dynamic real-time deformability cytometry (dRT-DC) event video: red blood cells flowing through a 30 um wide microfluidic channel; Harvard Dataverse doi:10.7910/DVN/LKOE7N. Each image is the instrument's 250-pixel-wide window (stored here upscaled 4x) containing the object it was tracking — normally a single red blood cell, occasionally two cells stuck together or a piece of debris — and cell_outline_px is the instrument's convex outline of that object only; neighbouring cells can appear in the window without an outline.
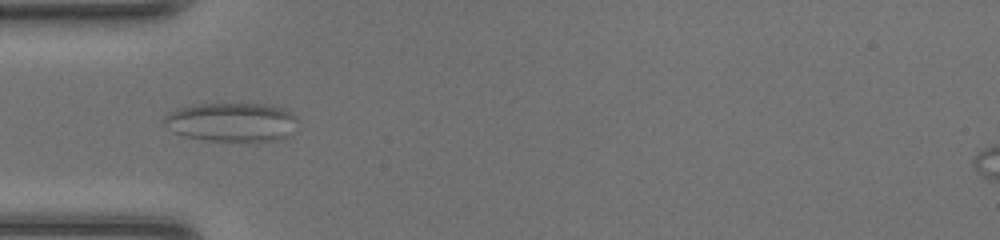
{"species": "common noctule bat (a hibernating species)", "species_latin": "Nyctalus noctula", "temperature_condition": "room temperature", "stored_images_in_passage": 47, "camera_frame_rate_fps": 3000, "um_per_image_px": 0.085, "animal": {"sex": "female", "body_mass_g": 20.0, "forearm_length_mm": 54.0}, "frame": {"image": 1, "passage_image": 12, "time_ms": 3.667, "image_size_px": [1000, 240], "cell_outline_px": [[296, 120], [284, 136], [276, 140], [256, 144], [204, 140], [184, 136], [172, 132], [160, 120], [168, 112], [176, 108], [192, 104], [272, 104], [284, 108], [292, 112], [296, 116]], "centroid_in_image_um": [19.61, 10.4], "position_along_channel_um": 65.4, "area_um2": 31.15}}
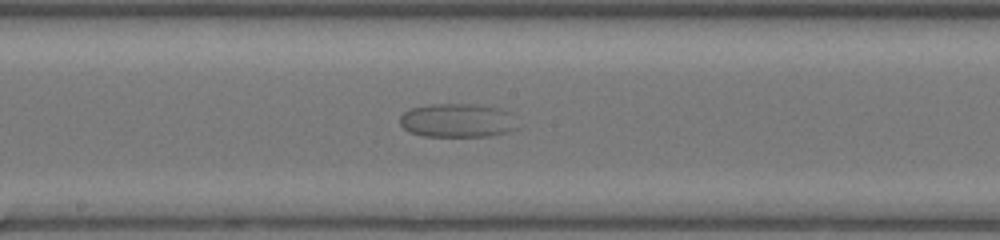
{"frame": {"image": 2, "passage_image": 23, "time_ms": 7.333, "image_size_px": [1000, 240], "cell_outline_px": [[516, 128], [504, 132], [488, 136], [424, 136], [408, 132], [400, 124], [400, 116], [404, 112], [412, 108], [432, 104], [476, 104], [496, 108], [508, 112]], "centroid_in_image_um": [38.78, 10.24], "position_along_channel_um": 209.4, "area_um2": 22.72}}
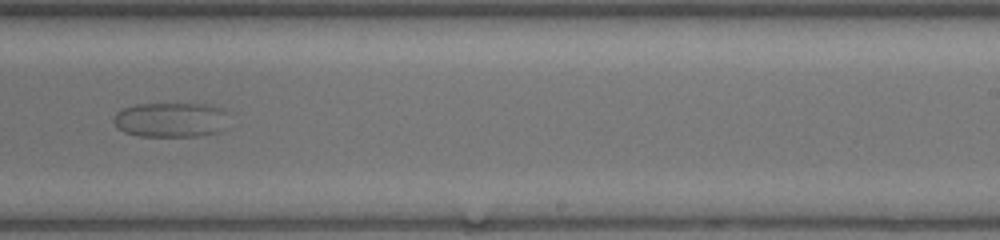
{"frame": {"image": 3, "passage_image": 28, "time_ms": 9.0, "image_size_px": [1000, 240], "cell_outline_px": [[228, 112], [216, 132], [196, 136], [140, 136], [124, 132], [112, 120], [116, 112], [124, 108], [136, 104], [212, 104], [224, 108]], "centroid_in_image_um": [14.47, 10.16], "position_along_channel_um": 274.5, "area_um2": 23.0}}